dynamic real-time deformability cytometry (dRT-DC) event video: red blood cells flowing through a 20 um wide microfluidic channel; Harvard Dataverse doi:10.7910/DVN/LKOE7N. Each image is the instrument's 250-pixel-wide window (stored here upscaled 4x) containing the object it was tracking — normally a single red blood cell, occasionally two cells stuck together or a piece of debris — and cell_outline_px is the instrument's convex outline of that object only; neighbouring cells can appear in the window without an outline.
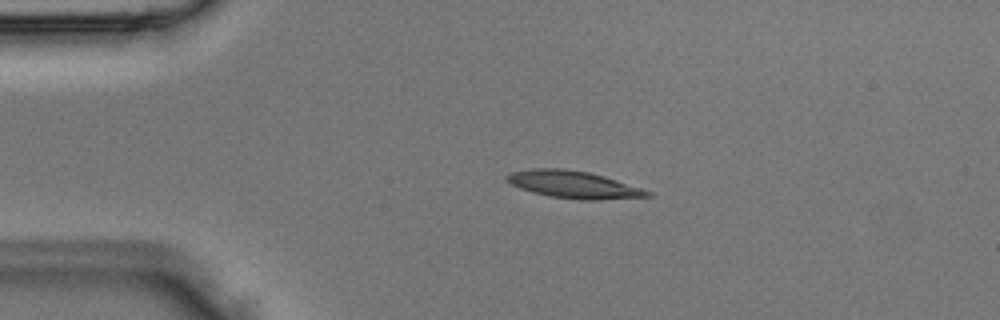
{"species": "Egyptian fruit bat (a non-hibernating species)", "species_latin": "Rousettus aegyptiacus", "temperature_condition": "room temperature", "stored_images_in_passage": 4, "camera_frame_rate_fps": 3000, "um_per_image_px": 0.085, "animal": {"sex": "male"}, "frame": {"image": 1, "passage_image": 3, "time_ms": 0.667, "image_size_px": [1000, 320], "cell_outline_px": [[652, 196], [600, 200], [580, 200], [552, 196], [532, 192], [520, 188], [512, 184], [504, 176], [512, 172], [532, 168], [564, 168], [588, 172], [604, 176], [652, 192]], "centroid_in_image_um": [48.75, 15.69], "position_along_channel_um": 36.2, "area_um2": 22.14}}